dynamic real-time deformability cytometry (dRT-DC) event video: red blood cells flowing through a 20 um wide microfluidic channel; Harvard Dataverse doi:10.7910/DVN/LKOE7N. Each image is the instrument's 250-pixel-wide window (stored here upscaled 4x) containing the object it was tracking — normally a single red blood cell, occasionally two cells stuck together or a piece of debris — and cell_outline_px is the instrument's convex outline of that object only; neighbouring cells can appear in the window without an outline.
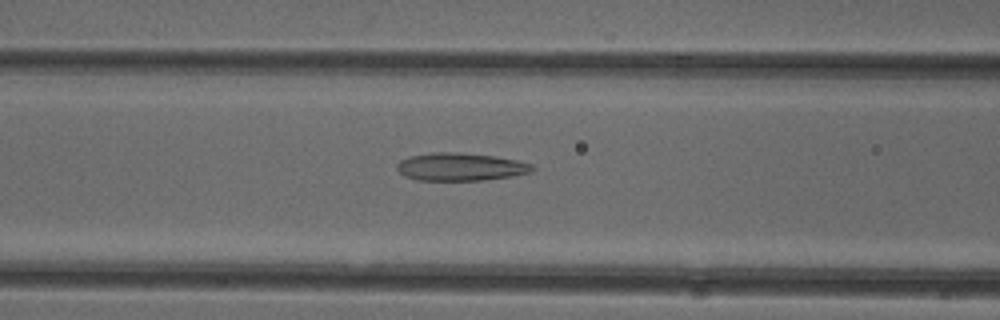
{"species": "common noctule bat (a hibernating species)", "species_latin": "Nyctalus noctula", "temperature_condition": "cold", "stored_images_in_passage": 51, "camera_frame_rate_fps": 3000, "um_per_image_px": 0.085, "animal": {"sex": "female"}, "frame": {"image": 1, "passage_image": 21, "time_ms": 6.667, "image_size_px": [1000, 320], "cell_outline_px": [[536, 168], [532, 172], [512, 176], [484, 180], [416, 180], [404, 176], [396, 168], [396, 164], [400, 160], [408, 156], [432, 152], [460, 152], [496, 156], [516, 160], [532, 164]], "centroid_in_image_um": [39.13, 14.17], "position_along_channel_um": 127.5, "area_um2": 22.2}}
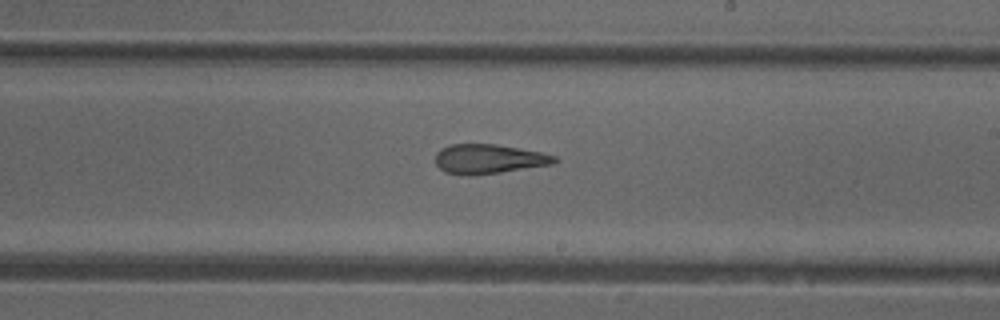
{"frame": {"image": 2, "passage_image": 30, "time_ms": 9.667, "image_size_px": [1000, 320], "cell_outline_px": [[560, 160], [552, 164], [500, 172], [468, 176], [444, 172], [436, 164], [436, 152], [440, 148], [452, 144], [496, 144], [540, 152], [556, 156]], "centroid_in_image_um": [41.52, 13.51], "position_along_channel_um": 247.5, "area_um2": 20.4}}
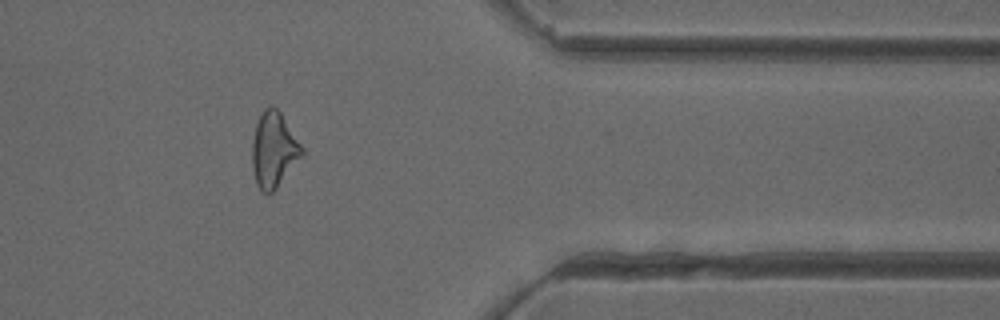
{"frame": {"image": 3, "passage_image": 42, "time_ms": 13.667, "image_size_px": [1000, 320], "cell_outline_px": [[304, 152], [276, 188], [272, 192], [264, 192], [256, 184], [252, 168], [252, 140], [256, 124], [264, 108], [268, 104], [272, 104], [280, 112], [304, 148]], "centroid_in_image_um": [23.25, 12.69], "position_along_channel_um": 388.2, "area_um2": 21.56}, "authors_computed_cell_mechanics": {"area_um2": 22.3686, "velocity_mm_per_s": 4.0164, "shape_relaxation_time_tau1_ms": null, "shape_relaxation_time_tau2_ms": 3.1767, "deformation_change_tau1": null, "deformation_change_tau2": 0.1459}}